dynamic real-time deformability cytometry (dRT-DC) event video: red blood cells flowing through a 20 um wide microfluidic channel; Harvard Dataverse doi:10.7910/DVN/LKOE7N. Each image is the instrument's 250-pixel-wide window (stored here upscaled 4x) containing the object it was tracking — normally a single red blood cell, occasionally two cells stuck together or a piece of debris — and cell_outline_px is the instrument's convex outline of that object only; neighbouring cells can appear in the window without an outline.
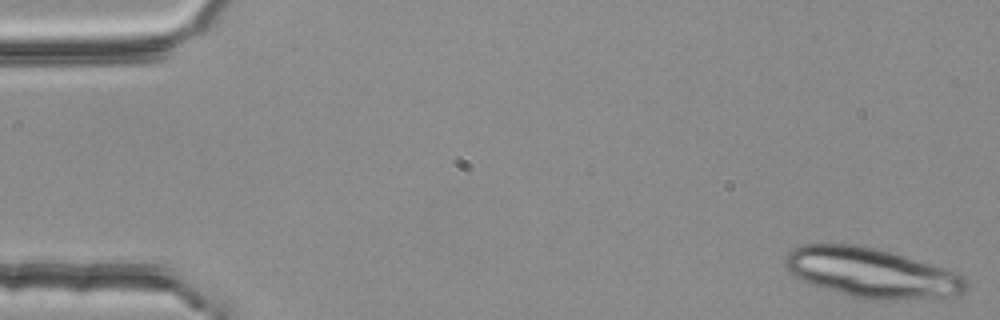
{"species": "common noctule bat (a hibernating species)", "species_latin": "Nyctalus noctula", "temperature_condition": "room temperature", "stored_images_in_passage": 6, "segment_of_instrument_passage": [1, 2], "camera_frame_rate_fps": 3000, "um_per_image_px": 0.085, "animal": {"sex": "female", "body_mass_g": 25.1}, "frame": {"image": 1, "passage_image": 1, "time_ms": 0.0, "image_size_px": [1000, 320], "cell_outline_px": [[968, 288], [964, 292], [952, 296], [888, 300], [868, 300], [852, 296], [824, 288], [800, 280], [788, 272], [784, 260], [788, 252], [792, 248], [804, 244], [856, 244], [876, 248], [904, 256], [964, 276], [968, 280]], "centroid_in_image_um": [74.04, 23.19], "position_along_channel_um": 11.0, "area_um2": 51.9}}